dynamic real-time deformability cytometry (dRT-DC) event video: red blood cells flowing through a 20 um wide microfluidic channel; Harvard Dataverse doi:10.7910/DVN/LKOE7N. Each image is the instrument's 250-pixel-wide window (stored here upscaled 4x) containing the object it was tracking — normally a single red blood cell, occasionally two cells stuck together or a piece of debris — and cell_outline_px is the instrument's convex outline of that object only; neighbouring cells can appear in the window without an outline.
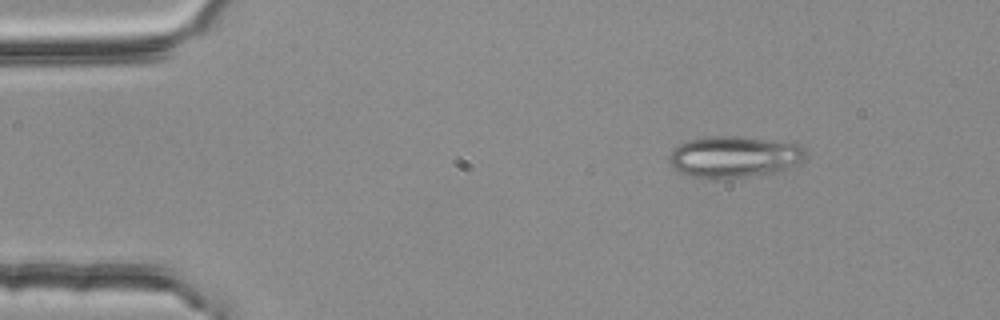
{"species": "common noctule bat (a hibernating species)", "species_latin": "Nyctalus noctula", "temperature_condition": "room temperature", "stored_images_in_passage": 2, "camera_frame_rate_fps": 3000, "um_per_image_px": 0.085, "animal": {"sex": "female", "body_mass_g": 25.1}, "frame": {"image": 1, "passage_image": 1, "time_ms": 0.0, "image_size_px": [1000, 320], "cell_outline_px": [[804, 156], [800, 160], [788, 168], [776, 172], [748, 176], [716, 180], [692, 176], [676, 172], [672, 168], [668, 160], [668, 156], [680, 144], [688, 140], [708, 136], [732, 136], [796, 140], [804, 148]], "centroid_in_image_um": [62.41, 13.31], "position_along_channel_um": 22.6, "area_um2": 33.64}}